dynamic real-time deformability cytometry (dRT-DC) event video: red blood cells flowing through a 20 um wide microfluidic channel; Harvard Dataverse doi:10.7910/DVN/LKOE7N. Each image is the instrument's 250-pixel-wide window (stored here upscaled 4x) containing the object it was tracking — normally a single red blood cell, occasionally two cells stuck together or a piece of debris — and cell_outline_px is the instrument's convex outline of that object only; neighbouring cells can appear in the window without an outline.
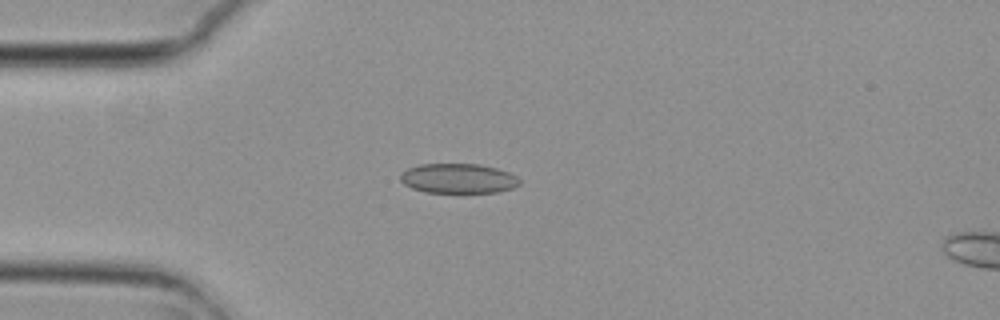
{"species": "common noctule bat (a hibernating species)", "species_latin": "Nyctalus noctula", "temperature_condition": "cold", "stored_images_in_passage": 7, "camera_frame_rate_fps": 3000, "um_per_image_px": 0.085, "animal": {"sex": "female", "body_mass_g": 29.2, "forearm_length_mm": 56.3}, "frame": {"image": 1, "passage_image": 4, "time_ms": 1.0, "image_size_px": [1000, 320], "cell_outline_px": [[520, 184], [512, 188], [496, 192], [460, 196], [424, 192], [412, 188], [404, 184], [400, 180], [400, 176], [408, 168], [420, 164], [480, 164], [496, 168], [508, 172], [516, 176], [520, 180]], "centroid_in_image_um": [38.96, 15.22], "position_along_channel_um": 46.0, "area_um2": 21.56}}
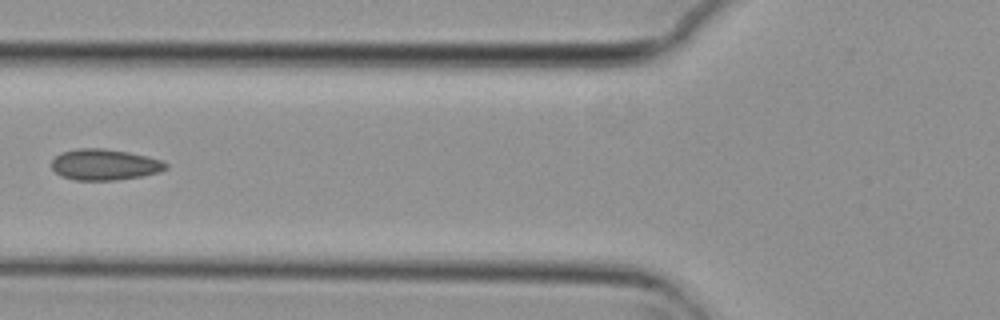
{"frame": {"image": 2, "passage_image": 6, "time_ms": 1.667, "image_size_px": [1000, 320], "cell_outline_px": [[168, 168], [160, 172], [140, 176], [116, 180], [76, 180], [60, 176], [52, 168], [52, 160], [60, 152], [76, 148], [104, 148], [128, 152], [160, 160], [168, 164]], "centroid_in_image_um": [8.86, 13.99], "position_along_channel_um": 116.9, "area_um2": 20.63}}
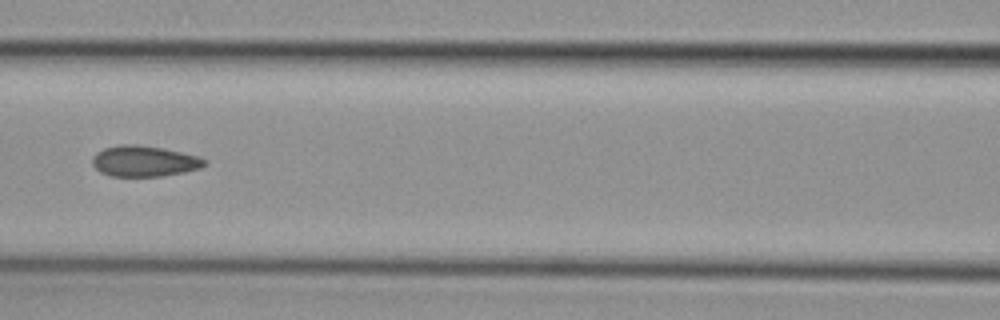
{"frame": {"image": 3, "passage_image": 7, "time_ms": 2.0, "image_size_px": [1000, 320], "cell_outline_px": [[208, 160], [200, 168], [184, 172], [164, 176], [112, 176], [100, 172], [92, 164], [92, 156], [96, 152], [104, 148], [120, 144], [136, 144], [164, 148], [196, 156]], "centroid_in_image_um": [12.22, 13.69], "position_along_channel_um": 154.4, "area_um2": 20.17}}